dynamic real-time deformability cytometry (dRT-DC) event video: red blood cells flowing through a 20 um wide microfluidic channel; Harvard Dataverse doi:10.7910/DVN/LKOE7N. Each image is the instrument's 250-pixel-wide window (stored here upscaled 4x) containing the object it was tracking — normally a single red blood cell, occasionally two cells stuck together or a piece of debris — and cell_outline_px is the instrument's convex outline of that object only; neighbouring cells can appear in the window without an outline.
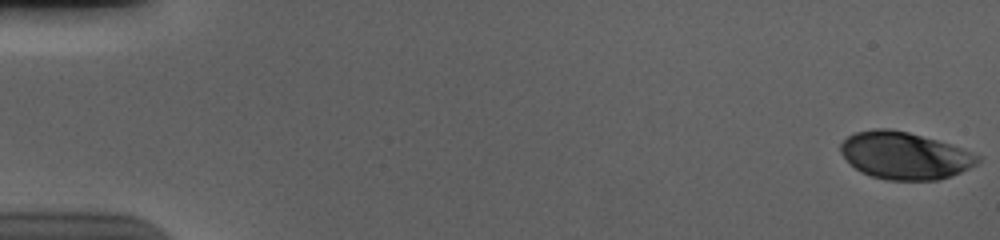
{"species": "human", "species_latin": "Homo sapiens", "temperature_condition": "cold", "stored_images_in_passage": 57, "camera_frame_rate_fps": 3000, "um_per_image_px": 0.085, "donor": {"sex": "male"}, "frame": {"image": 1, "passage_image": 1, "time_ms": 0.0, "image_size_px": [1000, 240], "cell_outline_px": [[980, 160], [976, 164], [960, 172], [936, 180], [888, 180], [872, 176], [860, 172], [840, 152], [840, 144], [848, 136], [856, 132], [876, 128], [888, 128], [908, 132], [936, 140], [960, 148], [980, 156]], "centroid_in_image_um": [76.86, 13.22], "position_along_channel_um": 8.1, "area_um2": 37.17}}
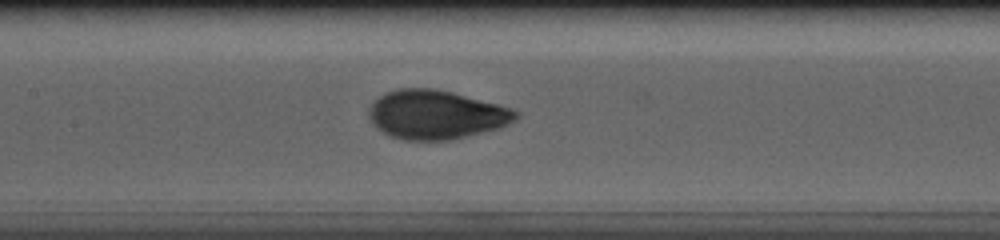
{"frame": {"image": 2, "passage_image": 28, "time_ms": 9.0, "image_size_px": [1000, 240], "cell_outline_px": [[520, 116], [508, 124], [496, 128], [448, 140], [404, 140], [388, 136], [376, 128], [372, 124], [368, 112], [368, 108], [380, 96], [396, 88], [432, 88], [452, 92], [512, 108], [520, 112]], "centroid_in_image_um": [37.03, 9.74], "position_along_channel_um": 170.4, "area_um2": 41.67}}
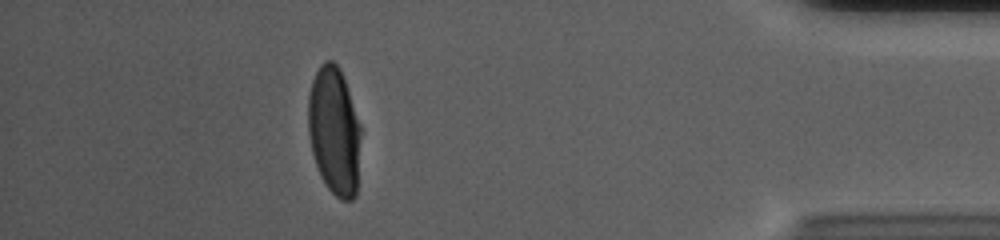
{"frame": {"image": 3, "passage_image": 51, "time_ms": 16.667, "image_size_px": [1000, 240], "cell_outline_px": [[360, 136], [356, 196], [352, 200], [340, 200], [324, 184], [320, 176], [312, 152], [308, 132], [308, 96], [312, 80], [320, 64], [324, 60], [332, 60], [340, 68], [360, 124]], "centroid_in_image_um": [28.39, 11.13], "position_along_channel_um": 406.8, "area_um2": 39.3}, "authors_computed_cell_mechanics": {"area_um2": 40.5178, "velocity_mm_per_s": 3.681, "shape_relaxation_time_tau1_ms": 3.1535, "shape_relaxation_time_tau2_ms": null, "deformation_change_tau1": 0.1689, "deformation_change_tau2": null}}